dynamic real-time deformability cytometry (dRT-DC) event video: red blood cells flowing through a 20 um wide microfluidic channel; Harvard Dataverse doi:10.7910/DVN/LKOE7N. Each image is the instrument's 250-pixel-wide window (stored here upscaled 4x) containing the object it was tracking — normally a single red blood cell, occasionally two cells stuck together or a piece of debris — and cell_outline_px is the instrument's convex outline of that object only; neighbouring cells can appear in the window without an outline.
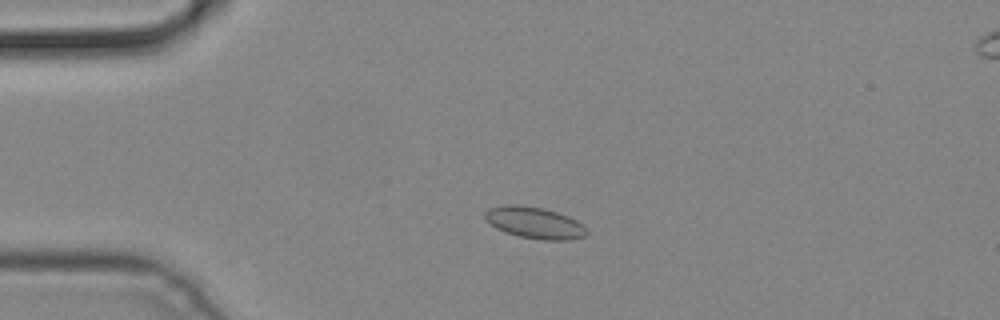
{"species": "common noctule bat (a hibernating species)", "species_latin": "Nyctalus noctula", "temperature_condition": "cold", "stored_images_in_passage": 5, "segment_of_instrument_passage": [1, 2], "camera_frame_rate_fps": 3000, "um_per_image_px": 0.085, "animal": {"sex": "male", "body_mass_g": 19.2, "forearm_length_mm": 51.8}, "frame": {"image": 1, "passage_image": 3, "time_ms": 0.667, "image_size_px": [1000, 320], "cell_outline_px": [[588, 232], [584, 236], [572, 240], [544, 240], [520, 236], [504, 232], [496, 228], [484, 216], [484, 212], [488, 208], [504, 204], [516, 204], [544, 208], [568, 216], [576, 220]], "centroid_in_image_um": [45.41, 18.92], "position_along_channel_um": 39.6, "area_um2": 18.61}}